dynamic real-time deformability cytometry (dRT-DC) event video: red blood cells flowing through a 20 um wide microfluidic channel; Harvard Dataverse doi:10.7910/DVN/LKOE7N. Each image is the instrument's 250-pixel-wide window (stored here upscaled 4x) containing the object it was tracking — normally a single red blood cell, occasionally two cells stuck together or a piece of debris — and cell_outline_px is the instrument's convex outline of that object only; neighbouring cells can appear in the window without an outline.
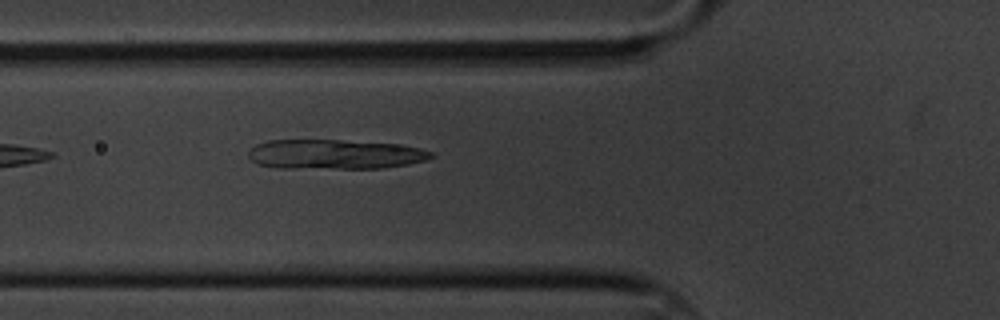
{"species": "common noctule bat (a hibernating species)", "species_latin": "Nyctalus noctula", "temperature_condition": "cold", "stored_images_in_passage": 6, "camera_frame_rate_fps": 3000, "um_per_image_px": 0.085, "animal": {"sex": "male", "body_mass_g": 20.1, "forearm_length_mm": 53.5}, "frame": {"image": 1, "passage_image": 6, "time_ms": 1.667, "image_size_px": [1000, 320], "cell_outline_px": [[436, 156], [428, 160], [408, 164], [384, 168], [276, 168], [256, 164], [248, 156], [248, 152], [256, 144], [268, 140], [340, 140], [400, 144], [420, 148], [432, 152]], "centroid_in_image_um": [28.48, 13.12], "position_along_channel_um": 97.3, "area_um2": 31.85}}